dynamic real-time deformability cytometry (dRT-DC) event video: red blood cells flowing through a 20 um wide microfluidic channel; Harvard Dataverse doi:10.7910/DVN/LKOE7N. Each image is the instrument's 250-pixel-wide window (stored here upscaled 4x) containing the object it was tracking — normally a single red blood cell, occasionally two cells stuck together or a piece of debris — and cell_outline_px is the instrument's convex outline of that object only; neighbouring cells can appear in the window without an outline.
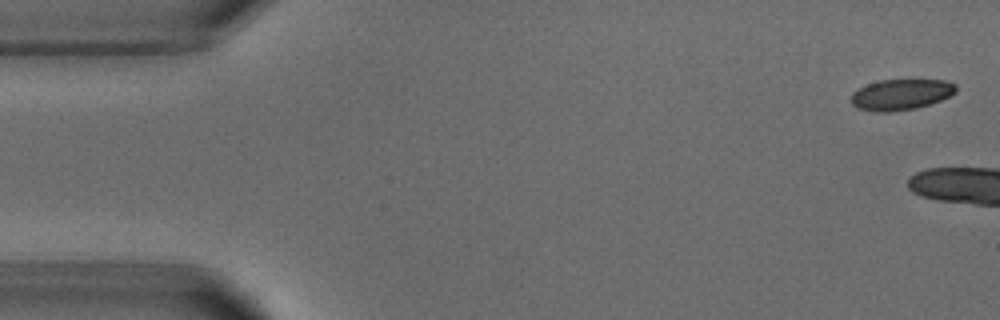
{"species": "common noctule bat (a hibernating species)", "species_latin": "Nyctalus noctula", "temperature_condition": "warm", "stored_images_in_passage": 7, "camera_frame_rate_fps": 3000, "um_per_image_px": 0.085, "animal": {"sex": "male", "body_mass_g": 18.8}, "frame": {"image": 1, "passage_image": 1, "time_ms": 0.0, "image_size_px": [1000, 320], "cell_outline_px": [[956, 92], [940, 100], [916, 108], [892, 112], [872, 112], [856, 108], [852, 104], [852, 92], [868, 84], [880, 80], [944, 80], [956, 84]], "centroid_in_image_um": [76.56, 8.04], "position_along_channel_um": 8.4, "area_um2": 18.79}}
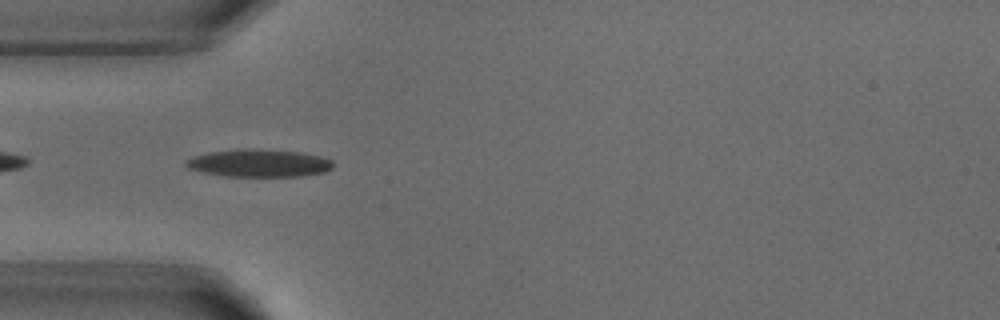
{"frame": {"image": 2, "passage_image": 6, "time_ms": 6.0, "image_size_px": [1000, 320], "cell_outline_px": [[332, 168], [324, 172], [300, 176], [224, 176], [204, 172], [188, 168], [184, 164], [184, 160], [192, 156], [208, 152], [300, 152], [320, 156], [332, 160]], "centroid_in_image_um": [22.01, 13.92], "position_along_channel_um": 63.0, "area_um2": 22.31}}